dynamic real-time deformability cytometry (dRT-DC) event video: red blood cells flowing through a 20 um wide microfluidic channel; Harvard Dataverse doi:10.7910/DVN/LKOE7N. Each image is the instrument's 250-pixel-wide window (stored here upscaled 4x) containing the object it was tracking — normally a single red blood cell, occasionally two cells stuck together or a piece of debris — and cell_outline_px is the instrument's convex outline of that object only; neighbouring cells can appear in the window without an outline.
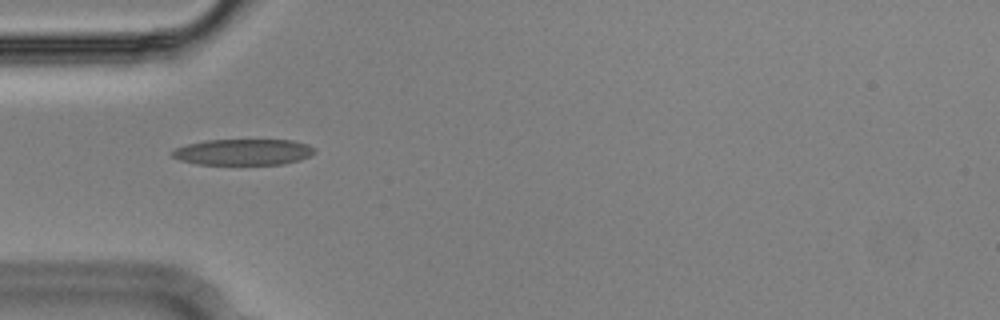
{"species": "Egyptian fruit bat (a non-hibernating species)", "species_latin": "Rousettus aegyptiacus", "temperature_condition": "cold", "stored_images_in_passage": 43, "camera_frame_rate_fps": 3000, "um_per_image_px": 0.085, "animal": {"sex": "male"}, "frame": {"image": 1, "passage_image": 5, "time_ms": 1.333, "image_size_px": [1000, 320], "cell_outline_px": [[316, 152], [300, 160], [284, 164], [196, 164], [180, 160], [172, 156], [172, 152], [176, 148], [188, 144], [204, 140], [292, 140], [308, 144], [316, 148]], "centroid_in_image_um": [20.71, 12.92], "position_along_channel_um": 64.3, "area_um2": 21.62}}
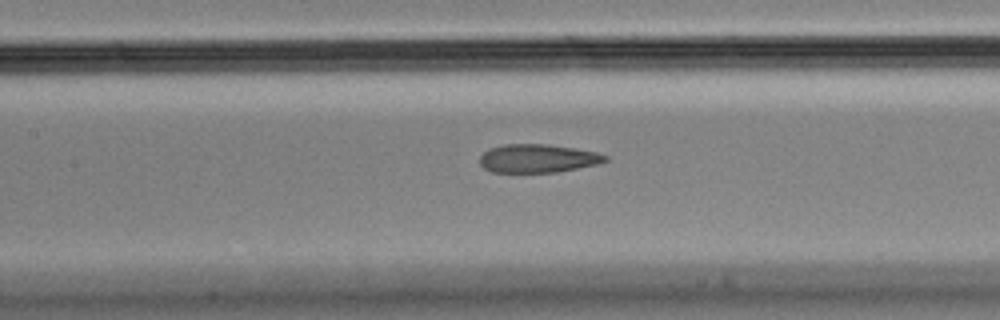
{"frame": {"image": 2, "passage_image": 13, "time_ms": 4.0, "image_size_px": [1000, 320], "cell_outline_px": [[608, 160], [596, 164], [556, 172], [492, 172], [484, 168], [480, 164], [480, 156], [484, 152], [492, 148], [504, 144], [548, 144], [576, 148], [596, 152], [608, 156]], "centroid_in_image_um": [45.71, 13.46], "position_along_channel_um": 161.7, "area_um2": 20.63}}
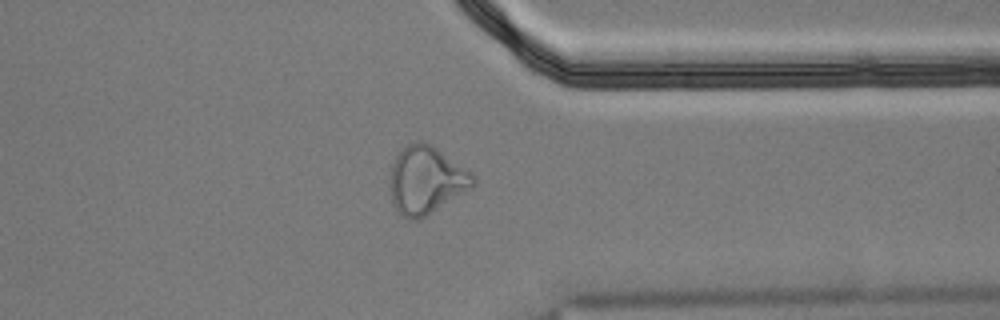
{"frame": {"image": 3, "passage_image": 31, "time_ms": 10.0, "image_size_px": [1000, 320], "cell_outline_px": [[476, 184], [472, 188], [424, 216], [416, 220], [408, 220], [392, 204], [388, 184], [392, 164], [396, 156], [408, 144], [416, 140], [420, 140], [436, 148], [472, 172], [476, 180]], "centroid_in_image_um": [36.2, 15.31], "position_along_channel_um": 375.2, "area_um2": 32.6}, "authors_computed_cell_mechanics": {"area_um2": 22.7732, "velocity_mm_per_s": 3.6314, "shape_relaxation_time_tau1_ms": null, "shape_relaxation_time_tau2_ms": 2.3622, "deformation_change_tau1": null, "deformation_change_tau2": 0.107}}